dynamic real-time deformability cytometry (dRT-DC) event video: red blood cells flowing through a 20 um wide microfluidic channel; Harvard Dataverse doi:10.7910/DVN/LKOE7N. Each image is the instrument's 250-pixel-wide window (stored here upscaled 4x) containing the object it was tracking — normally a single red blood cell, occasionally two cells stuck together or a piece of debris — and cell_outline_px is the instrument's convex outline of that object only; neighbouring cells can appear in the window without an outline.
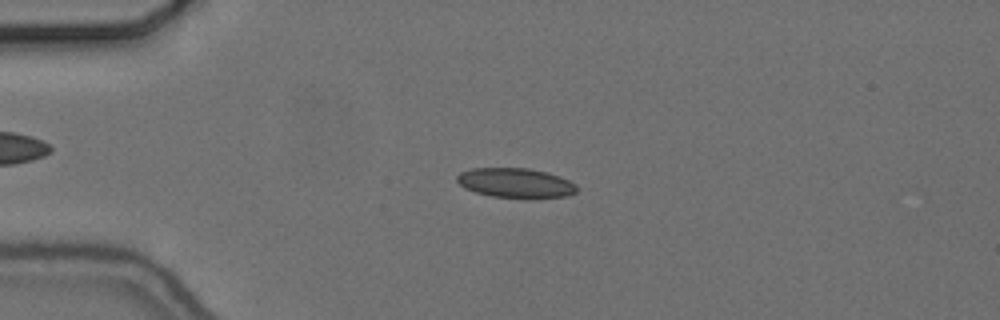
{"species": "common noctule bat (a hibernating species)", "species_latin": "Nyctalus noctula", "temperature_condition": "cold", "stored_images_in_passage": 55, "camera_frame_rate_fps": 3000, "um_per_image_px": 0.085, "animal": {"sex": "female", "body_mass_g": 24.6, "forearm_length_mm": 56.2}, "frame": {"image": 1, "passage_image": 13, "time_ms": 4.0, "image_size_px": [1000, 320], "cell_outline_px": [[576, 192], [568, 196], [492, 196], [476, 192], [464, 188], [456, 180], [456, 176], [460, 172], [472, 168], [528, 168], [548, 172], [560, 176], [576, 184]], "centroid_in_image_um": [43.79, 15.51], "position_along_channel_um": 41.2, "area_um2": 20.17}}
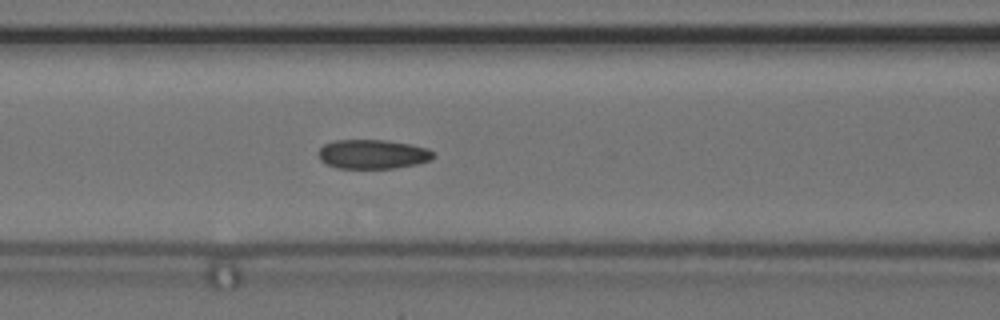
{"frame": {"image": 2, "passage_image": 23, "time_ms": 7.333, "image_size_px": [1000, 320], "cell_outline_px": [[436, 156], [432, 160], [416, 164], [392, 168], [336, 168], [320, 160], [320, 148], [324, 144], [336, 140], [384, 140], [412, 144], [428, 148], [436, 152]], "centroid_in_image_um": [31.75, 13.1], "position_along_channel_um": 134.8, "area_um2": 19.65}}
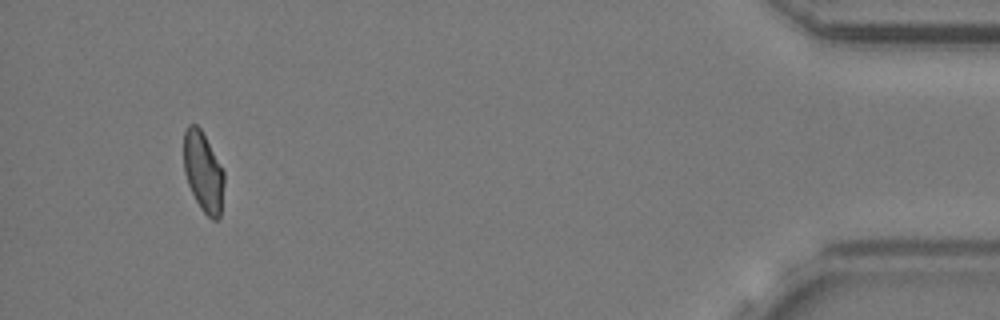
{"frame": {"image": 3, "passage_image": 52, "time_ms": 17.0, "image_size_px": [1000, 320], "cell_outline_px": [[224, 184], [220, 220], [212, 220], [200, 208], [188, 184], [184, 172], [184, 132], [188, 124], [196, 124], [200, 128], [224, 172]], "centroid_in_image_um": [17.28, 14.64], "position_along_channel_um": 417.9, "area_um2": 18.73}, "authors_computed_cell_mechanics": {"area_um2": 19.5942, "velocity_mm_per_s": 3.6724, "shape_relaxation_time_tau1_ms": null, "shape_relaxation_time_tau2_ms": 2.2742, "deformation_change_tau1": null, "deformation_change_tau2": 0.068}}